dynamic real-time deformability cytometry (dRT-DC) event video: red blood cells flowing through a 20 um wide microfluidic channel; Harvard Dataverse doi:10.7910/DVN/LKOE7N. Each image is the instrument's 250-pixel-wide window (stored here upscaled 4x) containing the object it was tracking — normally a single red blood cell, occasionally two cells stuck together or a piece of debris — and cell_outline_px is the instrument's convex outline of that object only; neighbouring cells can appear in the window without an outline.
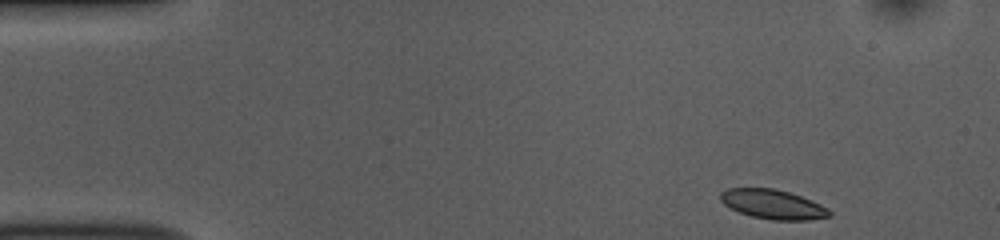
{"species": "common noctule bat (a hibernating species)", "species_latin": "Nyctalus noctula", "temperature_condition": "room temperature", "stored_images_in_passage": 48, "camera_frame_rate_fps": 3000, "um_per_image_px": 0.085, "animal": {"sex": "female", "body_mass_g": 10.0, "forearm_length_mm": 53.1}, "frame": {"image": 1, "passage_image": 1, "time_ms": 0.0, "image_size_px": [1000, 240], "cell_outline_px": [[832, 216], [808, 220], [772, 220], [752, 216], [740, 212], [724, 204], [720, 200], [720, 192], [728, 188], [772, 188], [788, 192], [800, 196], [820, 204], [828, 208], [832, 212]], "centroid_in_image_um": [65.7, 17.37], "position_along_channel_um": 19.3, "area_um2": 18.55}}
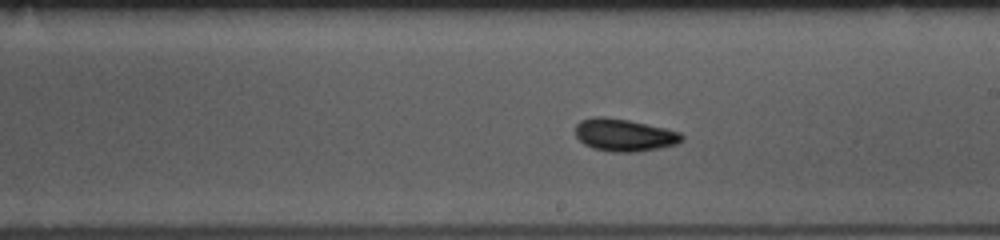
{"frame": {"image": 2, "passage_image": 25, "time_ms": 8.0, "image_size_px": [1000, 240], "cell_outline_px": [[684, 140], [676, 144], [660, 148], [636, 152], [612, 152], [592, 148], [584, 144], [576, 136], [576, 124], [580, 120], [592, 116], [604, 116], [628, 120], [664, 128], [680, 132], [684, 136]], "centroid_in_image_um": [53.05, 11.48], "position_along_channel_um": 236.0, "area_um2": 20.23}}
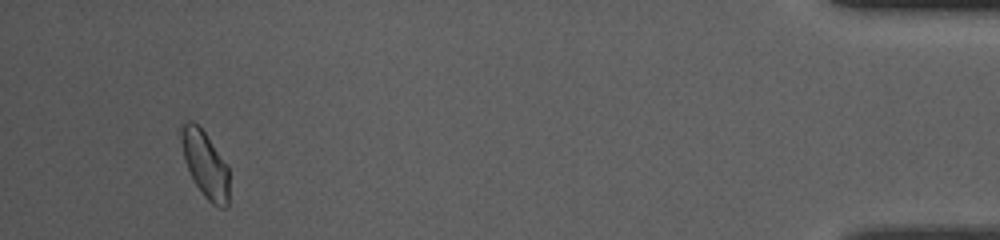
{"frame": {"image": 3, "passage_image": 45, "time_ms": 14.667, "image_size_px": [1000, 240], "cell_outline_px": [[228, 204], [224, 208], [220, 208], [212, 204], [204, 196], [196, 184], [184, 160], [180, 140], [180, 124], [184, 120], [192, 120], [204, 132], [228, 164]], "centroid_in_image_um": [17.42, 13.92], "position_along_channel_um": 417.8, "area_um2": 18.61}, "authors_computed_cell_mechanics": {"area_um2": 19.0451, "velocity_mm_per_s": 3.7876, "shape_relaxation_time_tau1_ms": 6.6895, "shape_relaxation_time_tau2_ms": 4.4065, "deformation_change_tau1": 0.1281, "deformation_change_tau2": 0.0933}}